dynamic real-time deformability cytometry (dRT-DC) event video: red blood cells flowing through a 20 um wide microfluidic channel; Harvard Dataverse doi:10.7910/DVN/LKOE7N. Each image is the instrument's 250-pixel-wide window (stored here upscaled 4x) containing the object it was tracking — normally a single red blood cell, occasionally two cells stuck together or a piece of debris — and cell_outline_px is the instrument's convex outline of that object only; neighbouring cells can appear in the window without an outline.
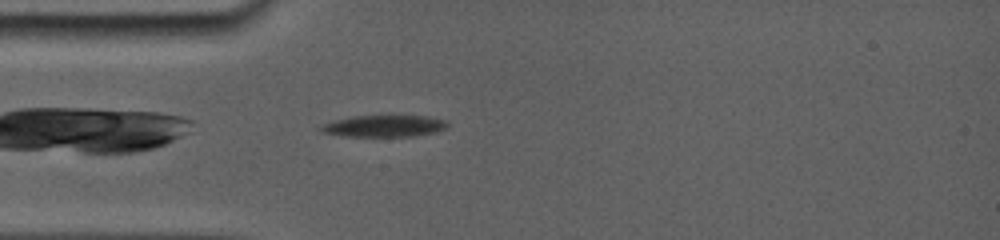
{"species": "common noctule bat (a hibernating species)", "species_latin": "Nyctalus noctula", "temperature_condition": "room temperature", "stored_images_in_passage": 21, "camera_frame_rate_fps": 5000, "um_per_image_px": 0.085, "animal": {"sex": "female", "body_mass_g": 19.0, "forearm_length_mm": 56.7}, "frame": {"image": 1, "passage_image": 1, "time_ms": 0.0, "image_size_px": [1000, 240], "cell_outline_px": [[448, 124], [444, 128], [428, 132], [396, 136], [356, 136], [328, 132], [320, 128], [324, 124], [336, 120], [356, 116], [424, 116], [444, 120]], "centroid_in_image_um": [32.65, 10.68], "position_along_channel_um": 52.3, "area_um2": 14.74}}
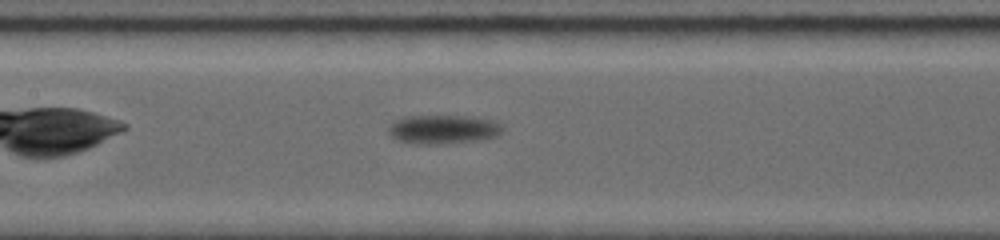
{"frame": {"image": 2, "passage_image": 6, "time_ms": 3.4, "image_size_px": [1000, 240], "cell_outline_px": [[500, 128], [492, 136], [456, 140], [404, 140], [396, 136], [392, 132], [392, 124], [400, 120], [412, 116], [464, 116], [484, 120], [496, 124]], "centroid_in_image_um": [37.65, 10.89], "position_along_channel_um": 169.8, "area_um2": 15.84}}
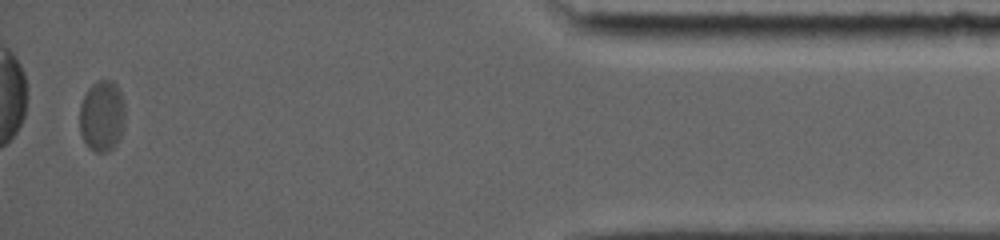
{"frame": {"image": 3, "passage_image": 21, "time_ms": 12.2, "image_size_px": [1000, 240], "cell_outline_px": [[124, 128], [120, 140], [108, 152], [96, 152], [88, 148], [80, 132], [80, 104], [88, 88], [92, 84], [100, 80], [112, 80], [116, 84], [124, 100]], "centroid_in_image_um": [8.68, 9.87], "position_along_channel_um": 426.5, "area_um2": 19.07}, "authors_computed_cell_mechanics": {"area_um2": 18.2648, "velocity_mm_per_s": 3.5793, "shape_relaxation_time_tau1_ms": 3.5988, "shape_relaxation_time_tau2_ms": null, "deformation_change_tau1": 0.1269, "deformation_change_tau2": null}}